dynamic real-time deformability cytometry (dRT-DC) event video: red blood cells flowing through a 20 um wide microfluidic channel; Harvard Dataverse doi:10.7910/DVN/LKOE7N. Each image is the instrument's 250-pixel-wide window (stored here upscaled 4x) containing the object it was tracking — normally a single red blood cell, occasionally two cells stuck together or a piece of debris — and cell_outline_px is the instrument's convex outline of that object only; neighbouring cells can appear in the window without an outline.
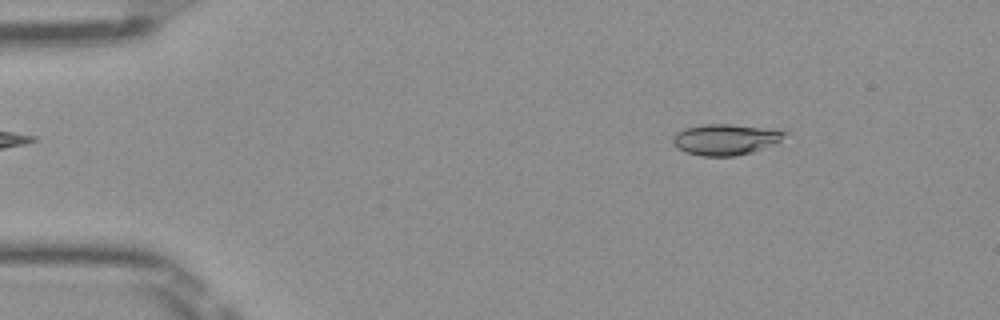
{"species": "Egyptian fruit bat (a non-hibernating species)", "species_latin": "Rousettus aegyptiacus", "temperature_condition": "room temperature", "stored_images_in_passage": 49, "camera_frame_rate_fps": 3000, "um_per_image_px": 0.085, "frame": {"image": 1, "passage_image": 6, "time_ms": 1.667, "image_size_px": [1000, 320], "cell_outline_px": [[788, 132], [780, 140], [752, 152], [736, 156], [700, 156], [688, 152], [680, 148], [672, 140], [672, 136], [676, 132], [684, 128], [704, 124], [728, 124], [764, 128]], "centroid_in_image_um": [61.62, 11.85], "position_along_channel_um": 23.4, "area_um2": 19.71}}
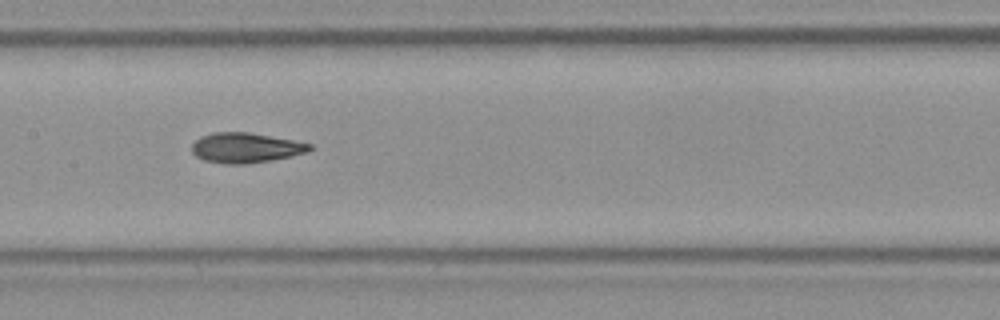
{"frame": {"image": 2, "passage_image": 24, "time_ms": 7.667, "image_size_px": [1000, 320], "cell_outline_px": [[312, 148], [308, 152], [292, 156], [244, 164], [228, 164], [204, 160], [196, 156], [192, 152], [192, 144], [200, 136], [212, 132], [248, 132], [292, 140], [312, 144]], "centroid_in_image_um": [20.86, 12.55], "position_along_channel_um": 186.5, "area_um2": 20.46}}
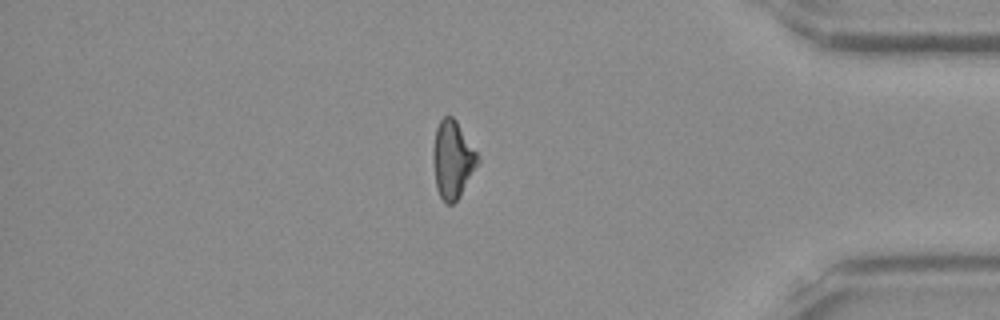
{"frame": {"image": 3, "passage_image": 42, "time_ms": 13.667, "image_size_px": [1000, 320], "cell_outline_px": [[480, 160], [460, 196], [452, 204], [444, 204], [436, 188], [432, 160], [432, 148], [436, 128], [440, 120], [444, 116], [452, 116], [456, 120], [480, 156]], "centroid_in_image_um": [38.46, 13.56], "position_along_channel_um": 396.7, "area_um2": 20.4}, "authors_computed_cell_mechanics": {"area_um2": 20.4034, "velocity_mm_per_s": 4.0235, "shape_relaxation_time_tau1_ms": 5.8472, "shape_relaxation_time_tau2_ms": 3.1187, "deformation_change_tau1": 0.1588, "deformation_change_tau2": 0.0725}}